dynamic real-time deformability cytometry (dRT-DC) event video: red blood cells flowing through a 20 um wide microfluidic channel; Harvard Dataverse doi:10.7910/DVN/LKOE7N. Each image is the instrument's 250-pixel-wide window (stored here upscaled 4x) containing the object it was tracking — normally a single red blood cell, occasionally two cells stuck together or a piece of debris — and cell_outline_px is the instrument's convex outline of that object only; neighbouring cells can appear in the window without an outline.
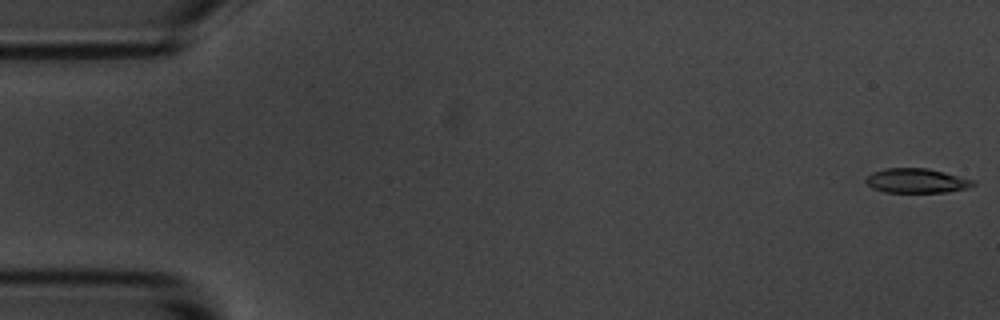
{"species": "common noctule bat (a hibernating species)", "species_latin": "Nyctalus noctula", "temperature_condition": "room temperature", "stored_images_in_passage": 55, "camera_frame_rate_fps": 3000, "um_per_image_px": 0.085, "animal": {"sex": "male", "body_mass_g": 20.1, "forearm_length_mm": 53.5}, "frame": {"image": 1, "passage_image": 1, "time_ms": 0.0, "image_size_px": [1000, 320], "cell_outline_px": [[976, 184], [968, 188], [944, 192], [884, 192], [872, 188], [864, 180], [872, 172], [884, 168], [928, 168], [976, 180]], "centroid_in_image_um": [77.92, 15.35], "position_along_channel_um": 7.1, "area_um2": 15.37}}
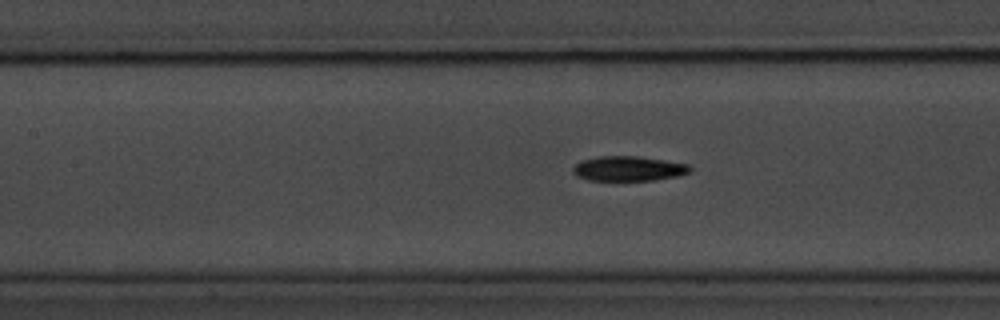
{"frame": {"image": 2, "passage_image": 24, "time_ms": 7.667, "image_size_px": [1000, 320], "cell_outline_px": [[692, 172], [676, 176], [652, 180], [588, 180], [576, 176], [572, 172], [572, 168], [580, 160], [596, 156], [636, 156], [664, 160], [688, 164], [692, 168]], "centroid_in_image_um": [53.39, 14.32], "position_along_channel_um": 154.0, "area_um2": 16.99}}
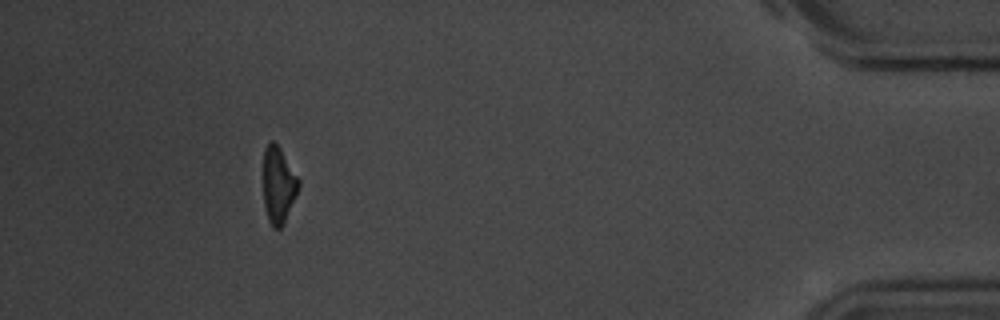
{"frame": {"image": 3, "passage_image": 50, "time_ms": 16.333, "image_size_px": [1000, 320], "cell_outline_px": [[300, 184], [284, 224], [280, 228], [272, 228], [268, 220], [264, 204], [264, 148], [272, 140], [280, 148], [300, 180]], "centroid_in_image_um": [23.67, 15.75], "position_along_channel_um": 411.5, "area_um2": 15.55}, "authors_computed_cell_mechanics": {"area_um2": 16.7042, "velocity_mm_per_s": 3.6812, "shape_relaxation_time_tau1_ms": 2.7934, "shape_relaxation_time_tau2_ms": 5.6001, "deformation_change_tau1": 0.1652, "deformation_change_tau2": 0.1382}}